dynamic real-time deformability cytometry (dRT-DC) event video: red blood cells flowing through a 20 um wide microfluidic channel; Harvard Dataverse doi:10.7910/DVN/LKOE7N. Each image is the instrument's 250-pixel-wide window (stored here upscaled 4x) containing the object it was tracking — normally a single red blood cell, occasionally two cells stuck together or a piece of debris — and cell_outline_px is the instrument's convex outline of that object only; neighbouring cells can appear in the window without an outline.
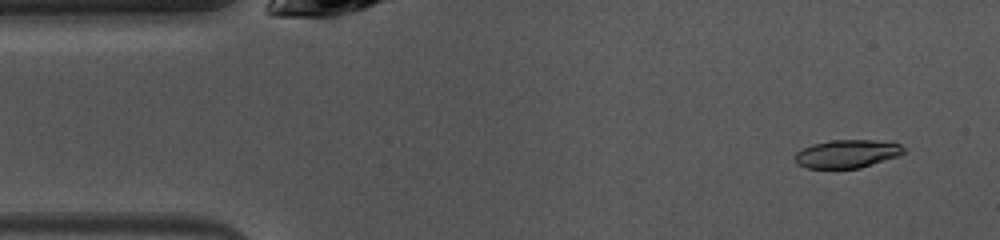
{"species": "common noctule bat (a hibernating species)", "species_latin": "Nyctalus noctula", "temperature_condition": "warm", "stored_images_in_passage": 47, "camera_frame_rate_fps": 3000, "um_per_image_px": 0.085, "animal": {"sex": "female", "body_mass_g": 10.0, "forearm_length_mm": 53.1}, "frame": {"image": 1, "passage_image": 3, "time_ms": 0.667, "image_size_px": [1000, 240], "cell_outline_px": [[904, 152], [900, 156], [860, 168], [808, 168], [796, 164], [792, 156], [796, 152], [812, 144], [832, 140], [872, 140], [900, 144], [904, 148]], "centroid_in_image_um": [71.97, 13.08], "position_along_channel_um": 13.0, "area_um2": 17.92}}
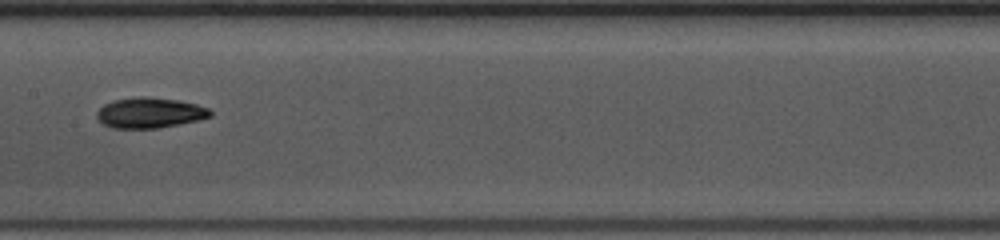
{"frame": {"image": 2, "passage_image": 22, "time_ms": 7.0, "image_size_px": [1000, 240], "cell_outline_px": [[212, 116], [200, 120], [156, 128], [112, 128], [104, 124], [96, 116], [96, 112], [104, 104], [112, 100], [140, 96], [148, 96], [180, 100], [196, 104], [208, 108], [212, 112]], "centroid_in_image_um": [12.74, 9.57], "position_along_channel_um": 194.7, "area_um2": 20.23}}
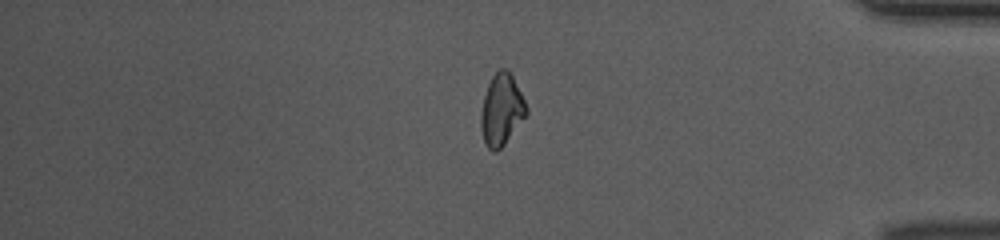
{"frame": {"image": 3, "passage_image": 39, "time_ms": 12.667, "image_size_px": [1000, 240], "cell_outline_px": [[528, 112], [504, 144], [496, 152], [492, 152], [488, 148], [484, 140], [480, 128], [480, 112], [484, 96], [488, 84], [492, 76], [500, 68], [508, 68], [528, 108]], "centroid_in_image_um": [42.6, 9.32], "position_along_channel_um": 392.6, "area_um2": 18.79}, "authors_computed_cell_mechanics": {"area_um2": 18.8428, "velocity_mm_per_s": 4.0556, "shape_relaxation_time_tau1_ms": 5.3064, "shape_relaxation_time_tau2_ms": 6.1207, "deformation_change_tau1": 0.1555, "deformation_change_tau2": 0.1283}}